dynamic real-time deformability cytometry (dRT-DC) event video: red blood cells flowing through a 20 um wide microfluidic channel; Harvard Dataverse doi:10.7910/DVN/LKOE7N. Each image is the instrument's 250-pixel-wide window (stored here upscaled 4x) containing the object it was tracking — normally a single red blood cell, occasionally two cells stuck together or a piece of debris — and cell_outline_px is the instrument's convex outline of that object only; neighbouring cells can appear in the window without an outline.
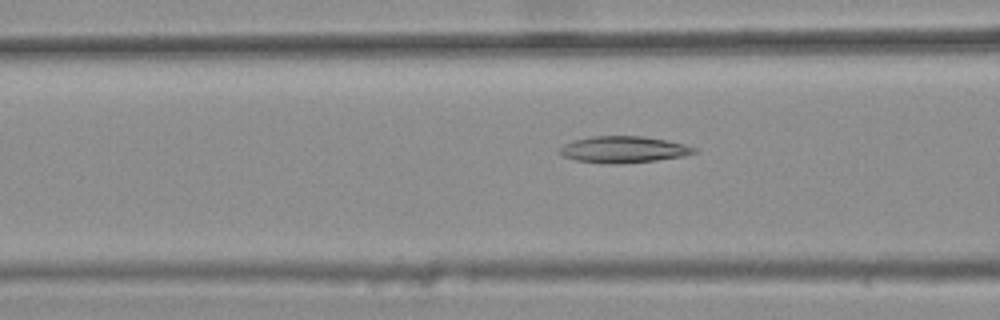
{"species": "common noctule bat (a hibernating species)", "species_latin": "Nyctalus noctula", "temperature_condition": "warm", "stored_images_in_passage": 39, "camera_frame_rate_fps": 3000, "um_per_image_px": 0.085, "animal": {"sex": "female", "body_mass_g": 25.1}, "frame": {"image": 1, "passage_image": 12, "time_ms": 3.667, "image_size_px": [1000, 320], "cell_outline_px": [[696, 152], [680, 156], [656, 160], [616, 164], [612, 164], [576, 160], [564, 156], [556, 152], [564, 144], [576, 140], [592, 136], [640, 136], [664, 140], [684, 144], [696, 148]], "centroid_in_image_um": [52.95, 12.7], "position_along_channel_um": 113.6, "area_um2": 20.4}}
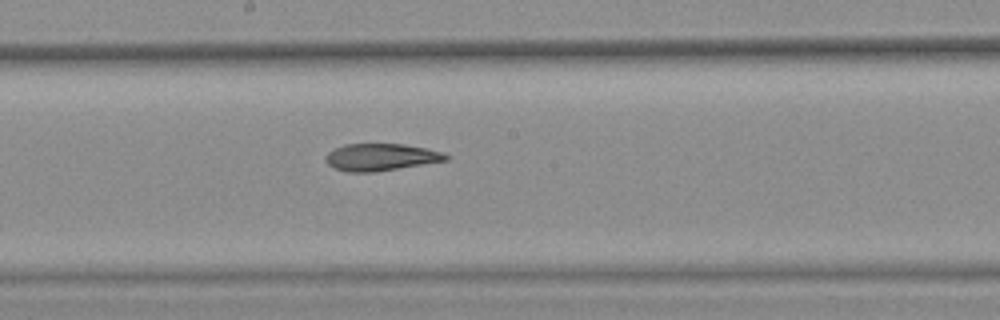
{"frame": {"image": 2, "passage_image": 20, "time_ms": 6.333, "image_size_px": [1000, 320], "cell_outline_px": [[452, 156], [448, 160], [376, 172], [348, 172], [332, 168], [324, 160], [324, 156], [328, 152], [344, 144], [404, 144], [424, 148], [440, 152]], "centroid_in_image_um": [32.34, 13.36], "position_along_channel_um": 215.9, "area_um2": 19.07}}
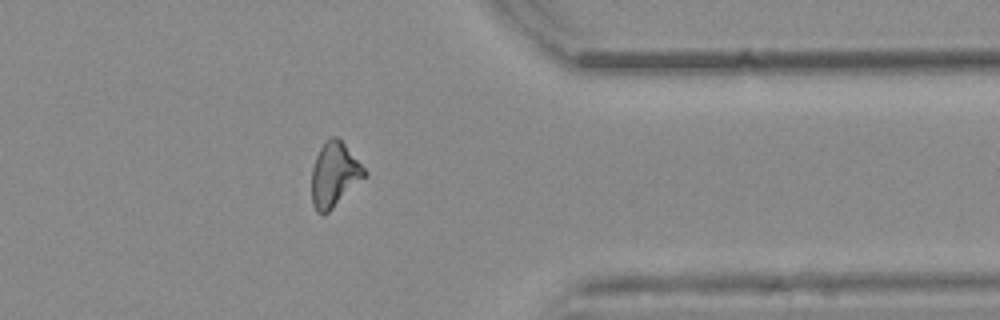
{"frame": {"image": 3, "passage_image": 34, "time_ms": 11.0, "image_size_px": [1000, 320], "cell_outline_px": [[368, 176], [328, 212], [316, 212], [312, 204], [312, 168], [316, 156], [320, 148], [332, 136], [336, 136], [344, 144], [368, 172]], "centroid_in_image_um": [28.44, 14.86], "position_along_channel_um": 383.0, "area_um2": 19.65}, "authors_computed_cell_mechanics": {"area_um2": 19.8254, "velocity_mm_per_s": 3.8363, "shape_relaxation_time_tau1_ms": null, "shape_relaxation_time_tau2_ms": 5.6019, "deformation_change_tau1": null, "deformation_change_tau2": 0.1439}}